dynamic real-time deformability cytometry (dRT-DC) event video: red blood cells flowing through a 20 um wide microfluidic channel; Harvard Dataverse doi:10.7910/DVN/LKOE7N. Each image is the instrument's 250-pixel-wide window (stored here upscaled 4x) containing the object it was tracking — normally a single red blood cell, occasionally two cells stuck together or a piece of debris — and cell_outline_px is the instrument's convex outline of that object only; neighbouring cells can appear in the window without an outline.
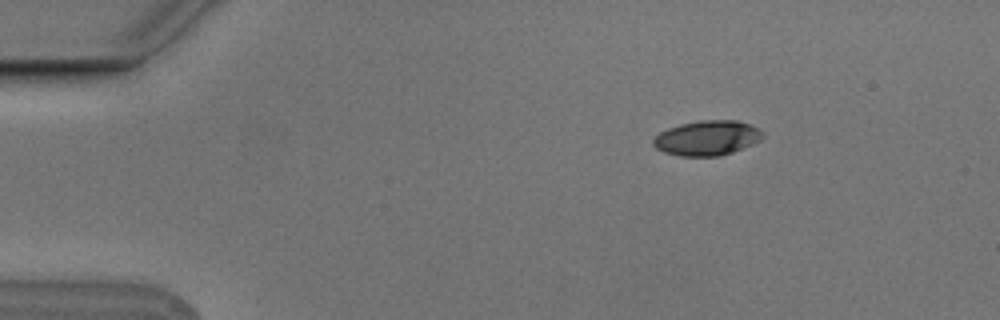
{"species": "Egyptian fruit bat (a non-hibernating species)", "species_latin": "Rousettus aegyptiacus", "temperature_condition": "cold", "stored_images_in_passage": 3, "camera_frame_rate_fps": 3000, "um_per_image_px": 0.085, "animal": {"sex": "male"}, "frame": {"image": 1, "passage_image": 1, "time_ms": 0.0, "image_size_px": [1000, 320], "cell_outline_px": [[764, 136], [760, 140], [752, 144], [732, 152], [720, 156], [680, 156], [664, 152], [656, 148], [652, 144], [652, 140], [660, 132], [668, 128], [680, 124], [700, 120], [736, 120], [760, 128], [764, 132]], "centroid_in_image_um": [60.11, 11.72], "position_along_channel_um": 24.9, "area_um2": 22.31}}